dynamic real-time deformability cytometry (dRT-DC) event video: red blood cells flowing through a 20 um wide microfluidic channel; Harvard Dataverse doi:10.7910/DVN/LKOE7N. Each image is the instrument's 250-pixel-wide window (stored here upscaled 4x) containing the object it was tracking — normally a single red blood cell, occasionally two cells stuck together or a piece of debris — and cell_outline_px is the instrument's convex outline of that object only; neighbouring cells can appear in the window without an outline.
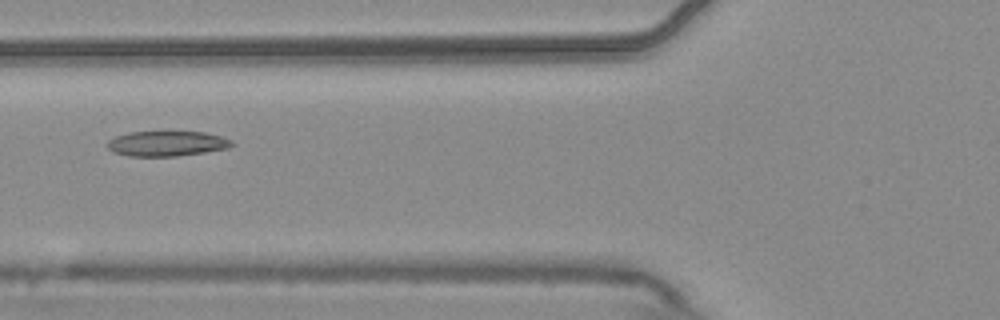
{"species": "common noctule bat (a hibernating species)", "species_latin": "Nyctalus noctula", "temperature_condition": "warm", "stored_images_in_passage": 4, "camera_frame_rate_fps": 3000, "um_per_image_px": 0.085, "animal": {"sex": "male", "body_mass_g": 20.4}, "frame": {"image": 1, "passage_image": 4, "time_ms": 1.0, "image_size_px": [1000, 320], "cell_outline_px": [[236, 144], [228, 148], [204, 152], [176, 156], [128, 156], [112, 152], [108, 148], [108, 140], [116, 136], [132, 132], [204, 132], [220, 136], [232, 140]], "centroid_in_image_um": [14.19, 12.21], "position_along_channel_um": 111.6, "area_um2": 18.15}}